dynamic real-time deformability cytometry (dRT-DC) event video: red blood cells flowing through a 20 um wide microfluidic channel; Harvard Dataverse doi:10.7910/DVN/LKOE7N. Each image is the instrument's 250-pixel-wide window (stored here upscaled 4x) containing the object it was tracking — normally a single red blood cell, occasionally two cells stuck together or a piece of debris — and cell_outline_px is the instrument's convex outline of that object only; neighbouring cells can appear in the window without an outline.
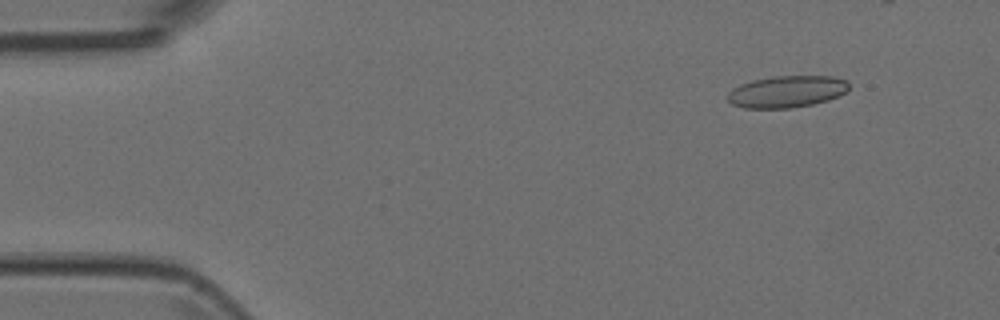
{"species": "Egyptian fruit bat (a non-hibernating species)", "species_latin": "Rousettus aegyptiacus", "temperature_condition": "room temperature", "stored_images_in_passage": 7, "camera_frame_rate_fps": 3000, "um_per_image_px": 0.085, "animal": {"sex": "female"}, "frame": {"image": 1, "passage_image": 2, "time_ms": 0.333, "image_size_px": [1000, 320], "cell_outline_px": [[848, 92], [840, 96], [828, 100], [812, 104], [792, 108], [744, 108], [732, 104], [724, 96], [732, 88], [740, 84], [752, 80], [772, 76], [832, 76], [848, 80]], "centroid_in_image_um": [66.87, 7.78], "position_along_channel_um": 18.1, "area_um2": 22.83}}
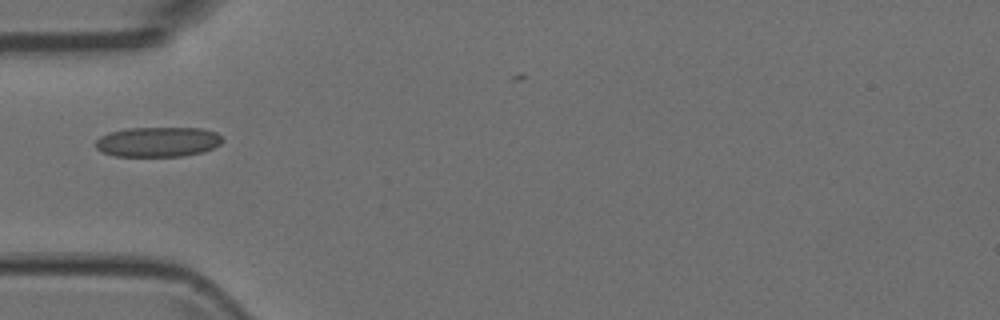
{"frame": {"image": 2, "passage_image": 5, "time_ms": 1.333, "image_size_px": [1000, 320], "cell_outline_px": [[224, 140], [220, 144], [204, 152], [184, 156], [116, 156], [100, 152], [96, 148], [96, 140], [100, 136], [108, 132], [128, 128], [204, 128], [216, 132]], "centroid_in_image_um": [13.42, 12.06], "position_along_channel_um": 71.6, "area_um2": 22.31}}
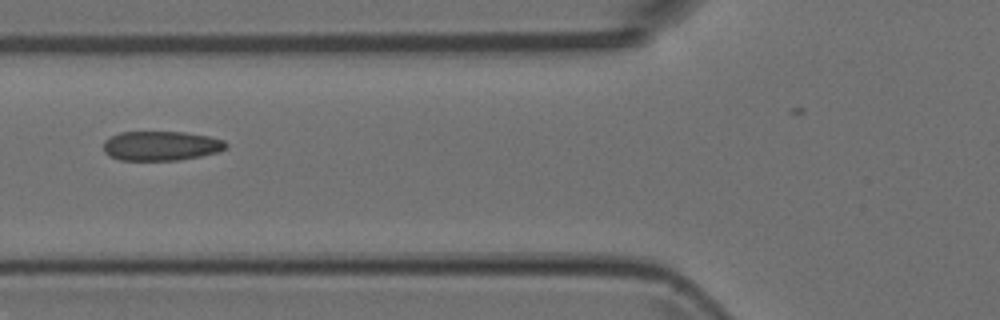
{"frame": {"image": 3, "passage_image": 6, "time_ms": 1.667, "image_size_px": [1000, 320], "cell_outline_px": [[228, 148], [216, 152], [200, 156], [180, 160], [120, 160], [108, 156], [104, 152], [104, 140], [120, 132], [184, 132], [208, 136], [224, 140], [228, 144]], "centroid_in_image_um": [13.69, 12.4], "position_along_channel_um": 112.1, "area_um2": 21.1}}